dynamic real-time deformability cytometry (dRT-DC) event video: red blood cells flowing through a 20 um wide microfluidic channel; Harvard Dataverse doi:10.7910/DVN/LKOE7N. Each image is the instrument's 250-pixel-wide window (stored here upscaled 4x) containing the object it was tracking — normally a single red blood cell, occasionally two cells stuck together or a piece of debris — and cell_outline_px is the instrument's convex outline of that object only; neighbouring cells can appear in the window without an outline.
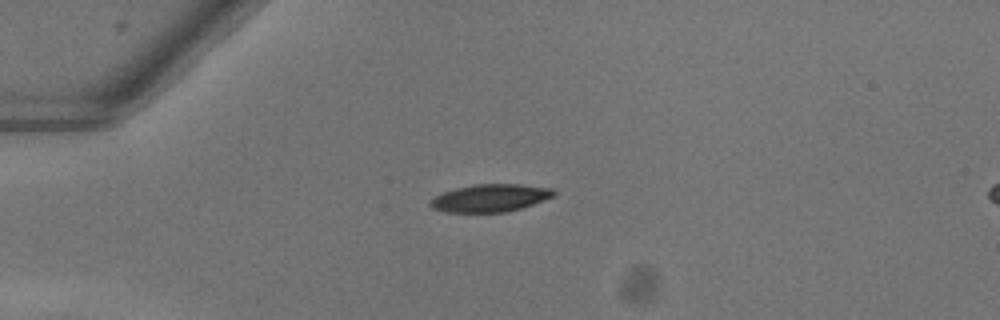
{"species": "common noctule bat (a hibernating species)", "species_latin": "Nyctalus noctula", "temperature_condition": "warm", "stored_images_in_passage": 39, "camera_frame_rate_fps": 3000, "um_per_image_px": 0.085, "animal": {"sex": "female"}, "frame": {"image": 1, "passage_image": 1, "time_ms": 0.0, "image_size_px": [1000, 320], "cell_outline_px": [[556, 192], [552, 196], [532, 204], [508, 212], [444, 212], [432, 208], [428, 204], [436, 196], [444, 192], [456, 188], [476, 184], [520, 184], [552, 188]], "centroid_in_image_um": [41.65, 16.83], "position_along_channel_um": 43.4, "area_um2": 19.65}}
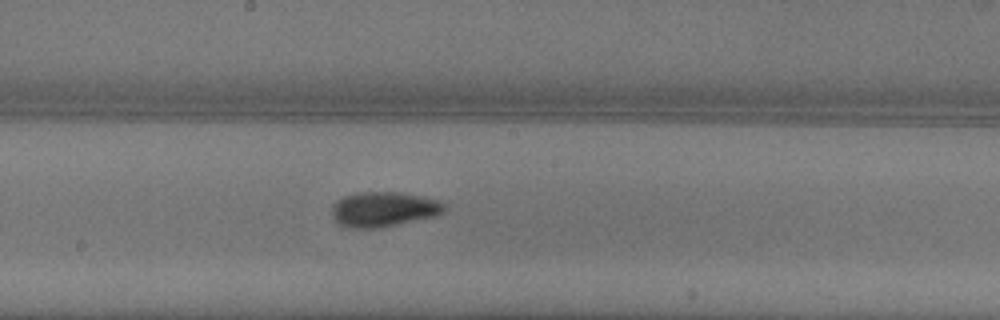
{"frame": {"image": 2, "passage_image": 16, "time_ms": 5.0, "image_size_px": [1000, 320], "cell_outline_px": [[444, 212], [436, 216], [380, 228], [348, 228], [340, 224], [332, 216], [332, 204], [344, 196], [356, 192], [400, 192], [424, 196], [440, 200], [444, 204]], "centroid_in_image_um": [32.62, 17.78], "position_along_channel_um": 215.6, "area_um2": 23.12}}
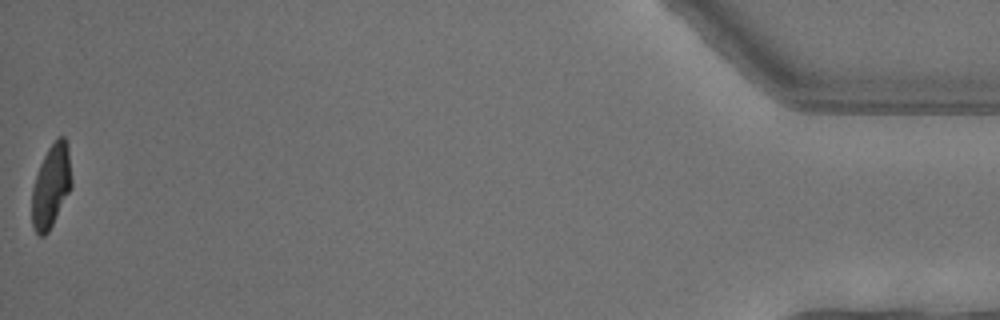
{"frame": {"image": 3, "passage_image": 39, "time_ms": 12.667, "image_size_px": [1000, 320], "cell_outline_px": [[72, 188], [48, 232], [44, 236], [40, 236], [36, 232], [32, 224], [32, 188], [40, 164], [48, 148], [60, 136], [64, 136], [68, 144], [72, 180]], "centroid_in_image_um": [4.36, 15.81], "position_along_channel_um": 430.8, "area_um2": 19.19}, "authors_computed_cell_mechanics": {"area_um2": 21.3282, "velocity_mm_per_s": 4.0566, "shape_relaxation_time_tau1_ms": 3.8906, "shape_relaxation_time_tau2_ms": 2.4864, "deformation_change_tau1": 0.1921, "deformation_change_tau2": 0.0671}}